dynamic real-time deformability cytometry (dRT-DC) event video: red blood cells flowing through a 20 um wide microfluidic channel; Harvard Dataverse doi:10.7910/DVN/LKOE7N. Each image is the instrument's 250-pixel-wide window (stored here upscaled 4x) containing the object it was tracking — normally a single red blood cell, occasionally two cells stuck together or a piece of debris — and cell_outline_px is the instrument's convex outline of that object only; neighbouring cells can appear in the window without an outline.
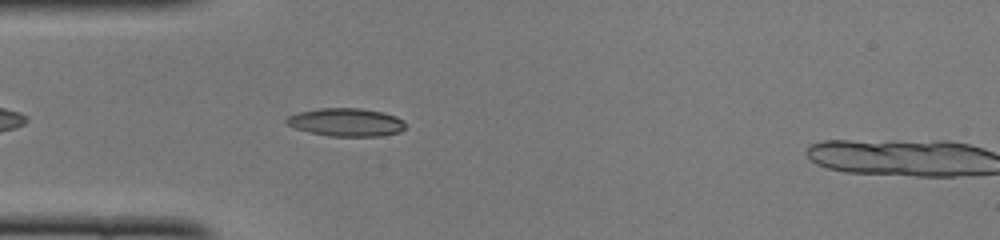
{"species": "common noctule bat (a hibernating species)", "species_latin": "Nyctalus noctula", "temperature_condition": "cold", "stored_images_in_passage": 6, "camera_frame_rate_fps": 3000, "um_per_image_px": 0.085, "animal": {"sex": "female", "body_mass_g": 22.0, "forearm_length_mm": 56.7}, "frame": {"image": 1, "passage_image": 5, "time_ms": 1.333, "image_size_px": [1000, 240], "cell_outline_px": [[404, 128], [400, 132], [380, 136], [328, 136], [308, 132], [284, 124], [284, 120], [288, 116], [296, 112], [320, 108], [360, 108], [384, 112], [396, 116], [404, 120]], "centroid_in_image_um": [29.39, 10.38], "position_along_channel_um": 55.6, "area_um2": 19.71}}